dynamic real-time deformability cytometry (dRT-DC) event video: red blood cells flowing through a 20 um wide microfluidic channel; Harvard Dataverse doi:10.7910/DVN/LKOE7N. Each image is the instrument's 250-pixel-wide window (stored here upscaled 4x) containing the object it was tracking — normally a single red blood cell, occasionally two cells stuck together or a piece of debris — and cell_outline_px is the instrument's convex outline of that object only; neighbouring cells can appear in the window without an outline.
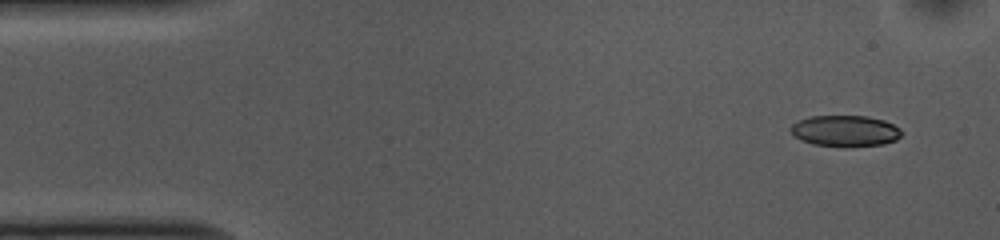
{"species": "common noctule bat (a hibernating species)", "species_latin": "Nyctalus noctula", "temperature_condition": "cold", "stored_images_in_passage": 50, "camera_frame_rate_fps": 3000, "um_per_image_px": 0.085, "animal": {"sex": "female", "body_mass_g": 10.0, "forearm_length_mm": 53.1}, "frame": {"image": 1, "passage_image": 1, "time_ms": 0.0, "image_size_px": [1000, 240], "cell_outline_px": [[904, 132], [896, 140], [884, 144], [848, 148], [844, 148], [812, 144], [800, 140], [788, 128], [796, 120], [808, 116], [868, 116], [884, 120], [900, 128]], "centroid_in_image_um": [71.83, 11.14], "position_along_channel_um": 13.2, "area_um2": 20.69}}
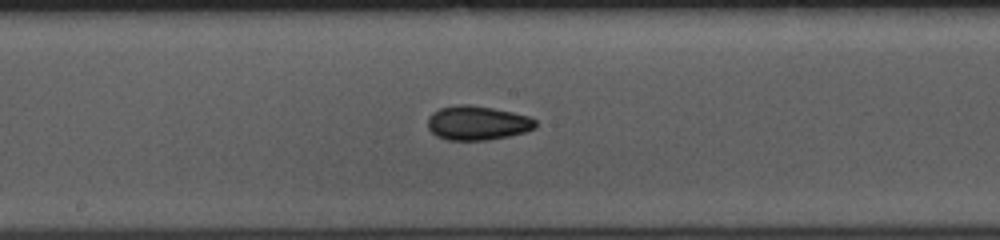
{"frame": {"image": 2, "passage_image": 24, "time_ms": 7.667, "image_size_px": [1000, 240], "cell_outline_px": [[536, 128], [524, 132], [508, 136], [484, 140], [448, 140], [436, 136], [428, 128], [428, 116], [432, 112], [440, 108], [456, 104], [468, 104], [492, 108], [512, 112], [528, 116], [536, 120]], "centroid_in_image_um": [40.55, 10.44], "position_along_channel_um": 207.6, "area_um2": 21.5}}
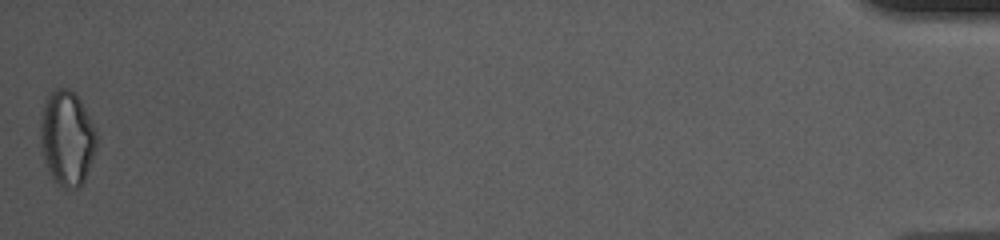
{"frame": {"image": 3, "passage_image": 50, "time_ms": 16.333, "image_size_px": [1000, 240], "cell_outline_px": [[96, 148], [92, 160], [84, 180], [80, 188], [64, 188], [52, 180], [48, 172], [40, 152], [40, 120], [44, 104], [48, 96], [56, 88], [68, 88], [80, 100], [96, 132]], "centroid_in_image_um": [5.66, 11.79], "position_along_channel_um": 429.5, "area_um2": 31.1}, "authors_computed_cell_mechanics": {"area_um2": 21.1259, "velocity_mm_per_s": 3.7249, "shape_relaxation_time_tau1_ms": 4.4543, "shape_relaxation_time_tau2_ms": 2.8022, "deformation_change_tau1": 0.1174, "deformation_change_tau2": 0.0759}}